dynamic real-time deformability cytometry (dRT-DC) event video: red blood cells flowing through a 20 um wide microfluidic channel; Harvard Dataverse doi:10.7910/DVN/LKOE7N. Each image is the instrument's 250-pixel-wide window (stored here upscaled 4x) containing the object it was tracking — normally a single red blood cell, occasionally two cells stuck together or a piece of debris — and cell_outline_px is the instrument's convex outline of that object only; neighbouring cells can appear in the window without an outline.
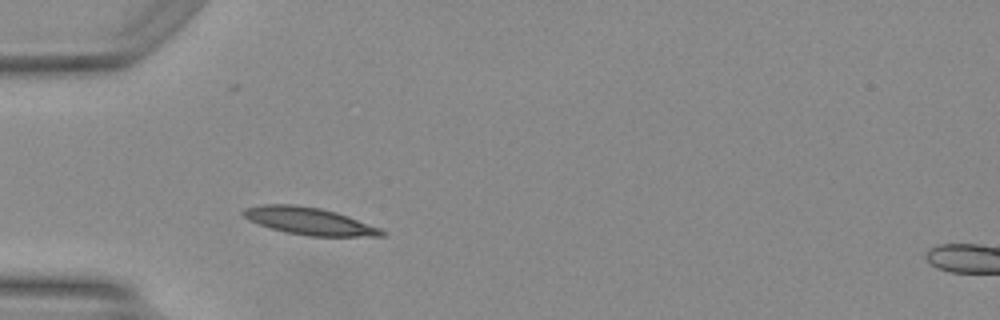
{"species": "Egyptian fruit bat (a non-hibernating species)", "species_latin": "Rousettus aegyptiacus", "temperature_condition": "warm", "stored_images_in_passage": 13, "camera_frame_rate_fps": 3000, "um_per_image_px": 0.085, "animal": {"sex": "female"}, "frame": {"image": 1, "passage_image": 1, "time_ms": 0.0, "image_size_px": [1000, 320], "cell_outline_px": [[388, 232], [384, 236], [308, 236], [284, 232], [268, 228], [248, 220], [240, 212], [244, 208], [260, 204], [296, 204], [320, 208], [336, 212], [348, 216], [380, 228]], "centroid_in_image_um": [26.24, 18.79], "position_along_channel_um": 58.8, "area_um2": 22.25}}
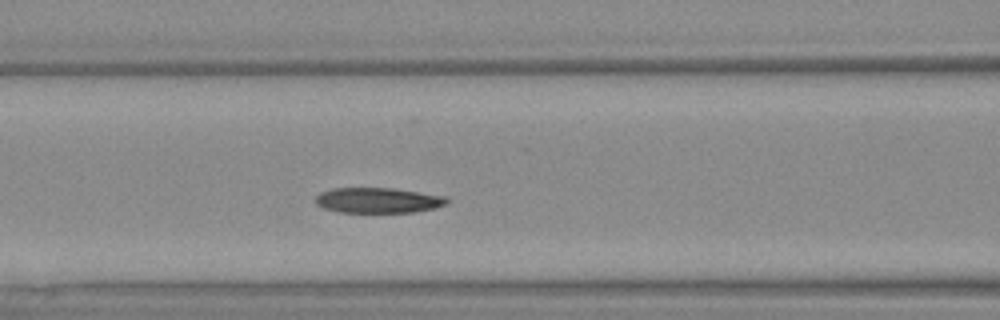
{"frame": {"image": 2, "passage_image": 7, "time_ms": 2.0, "image_size_px": [1000, 320], "cell_outline_px": [[448, 204], [436, 208], [412, 212], [340, 212], [320, 208], [316, 204], [316, 196], [320, 192], [332, 188], [392, 188], [444, 196], [448, 200]], "centroid_in_image_um": [32.1, 17.03], "position_along_channel_um": 134.5, "area_um2": 19.42}}
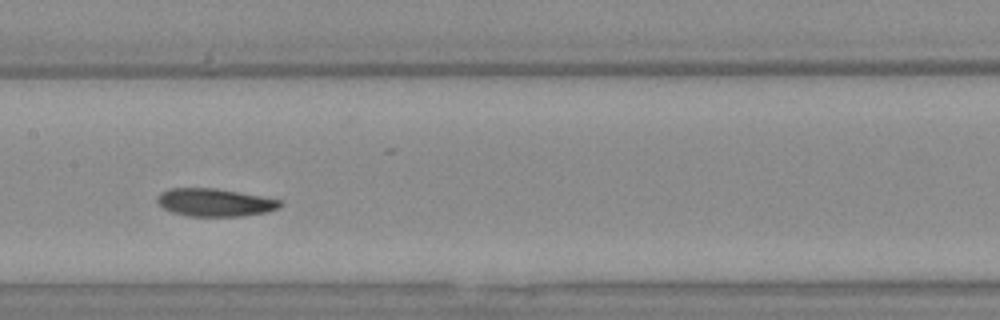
{"frame": {"image": 3, "passage_image": 11, "time_ms": 3.333, "image_size_px": [1000, 320], "cell_outline_px": [[284, 204], [280, 208], [268, 212], [240, 216], [188, 216], [172, 212], [156, 204], [156, 196], [160, 192], [168, 188], [216, 188], [284, 200]], "centroid_in_image_um": [18.27, 17.2], "position_along_channel_um": 189.1, "area_um2": 20.29}}